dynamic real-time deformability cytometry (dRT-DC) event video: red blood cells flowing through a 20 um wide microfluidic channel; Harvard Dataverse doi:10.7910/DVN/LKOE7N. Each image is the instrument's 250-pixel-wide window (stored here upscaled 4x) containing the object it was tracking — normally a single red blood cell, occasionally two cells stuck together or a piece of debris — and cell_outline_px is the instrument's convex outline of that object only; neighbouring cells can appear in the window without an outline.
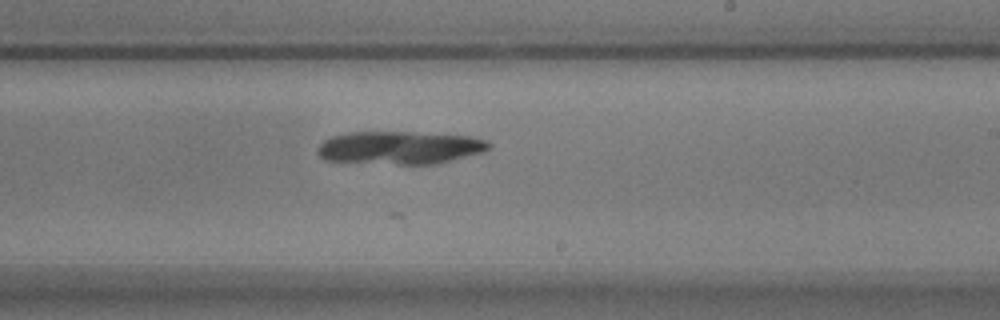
{"species": "common noctule bat (a hibernating species)", "species_latin": "Nyctalus noctula", "temperature_condition": "warm", "stored_images_in_passage": 27, "camera_frame_rate_fps": 3000, "um_per_image_px": 0.085, "animal": {"sex": "male", "body_mass_g": 17.9}, "frame": {"image": 1, "passage_image": 17, "time_ms": 5.333, "image_size_px": [1000, 320], "cell_outline_px": [[492, 144], [484, 152], [436, 164], [400, 164], [324, 160], [316, 152], [316, 148], [324, 140], [332, 136], [348, 132], [412, 132], [472, 136], [488, 140]], "centroid_in_image_um": [34.0, 12.54], "position_along_channel_um": 255.0, "area_um2": 33.0}}